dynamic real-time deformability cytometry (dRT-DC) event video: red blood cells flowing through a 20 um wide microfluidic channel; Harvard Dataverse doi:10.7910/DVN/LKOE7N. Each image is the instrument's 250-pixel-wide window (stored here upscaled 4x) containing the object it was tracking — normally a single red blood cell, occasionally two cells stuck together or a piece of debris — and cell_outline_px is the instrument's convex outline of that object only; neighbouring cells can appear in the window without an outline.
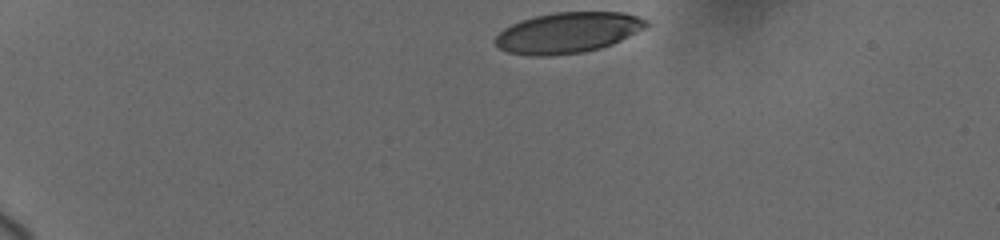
{"species": "human", "species_latin": "Homo sapiens", "temperature_condition": "cold", "stored_images_in_passage": 23, "camera_frame_rate_fps": 3000, "um_per_image_px": 0.085, "donor": {"sex": "female"}, "frame": {"image": 1, "passage_image": 1, "time_ms": 0.0, "image_size_px": [1000, 240], "cell_outline_px": [[652, 24], [612, 44], [600, 48], [584, 52], [548, 56], [532, 56], [508, 52], [500, 48], [492, 40], [504, 28], [520, 20], [536, 16], [556, 12], [624, 12], [648, 20]], "centroid_in_image_um": [48.26, 2.77], "position_along_channel_um": 36.7, "area_um2": 35.78}}
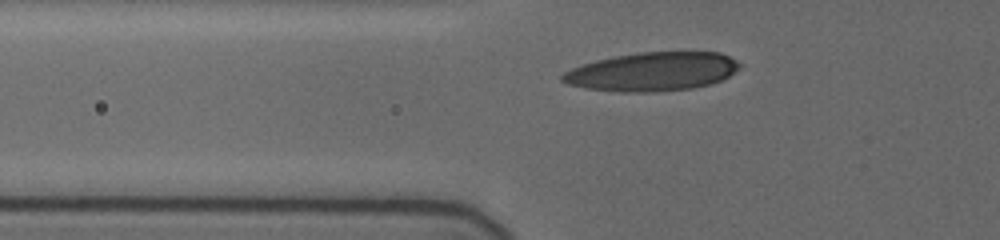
{"frame": {"image": 2, "passage_image": 15, "time_ms": 3.0, "image_size_px": [1000, 240], "cell_outline_px": [[740, 68], [728, 76], [712, 84], [692, 88], [656, 92], [620, 92], [584, 88], [568, 84], [560, 80], [560, 76], [564, 72], [580, 64], [596, 60], [616, 56], [640, 52], [720, 52], [736, 60], [740, 64]], "centroid_in_image_um": [55.43, 6.09], "position_along_channel_um": 70.4, "area_um2": 40.11}}
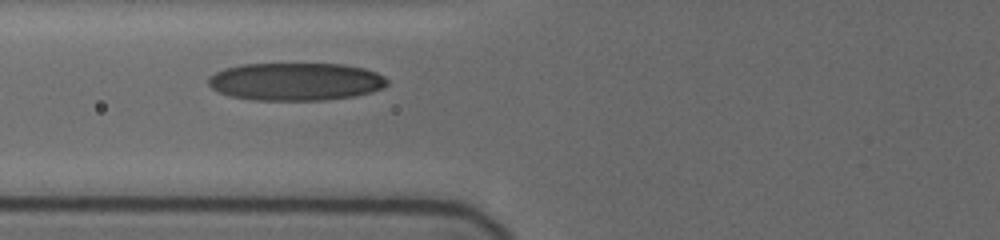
{"frame": {"image": 3, "passage_image": 22, "time_ms": 4.0, "image_size_px": [1000, 240], "cell_outline_px": [[388, 84], [384, 88], [372, 92], [356, 96], [324, 100], [252, 100], [228, 96], [212, 88], [208, 84], [208, 76], [224, 68], [240, 64], [344, 64], [364, 68], [376, 72], [384, 76], [388, 80]], "centroid_in_image_um": [25.14, 6.94], "position_along_channel_um": 100.7, "area_um2": 39.77}}